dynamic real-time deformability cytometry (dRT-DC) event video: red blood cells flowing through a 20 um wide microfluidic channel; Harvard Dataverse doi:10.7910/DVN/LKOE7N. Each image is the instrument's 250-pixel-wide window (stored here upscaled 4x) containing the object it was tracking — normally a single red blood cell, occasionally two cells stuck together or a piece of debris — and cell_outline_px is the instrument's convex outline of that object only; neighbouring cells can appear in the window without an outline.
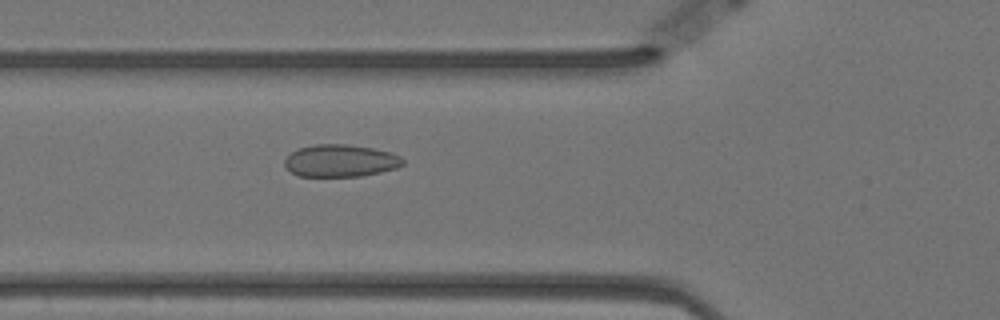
{"species": "Egyptian fruit bat (a non-hibernating species)", "species_latin": "Rousettus aegyptiacus", "temperature_condition": "warm", "stored_images_in_passage": 41, "camera_frame_rate_fps": 3000, "um_per_image_px": 0.085, "animal": {"sex": "female"}, "frame": {"image": 1, "passage_image": 9, "time_ms": 2.667, "image_size_px": [1000, 320], "cell_outline_px": [[404, 164], [396, 168], [380, 172], [360, 176], [300, 176], [292, 172], [284, 164], [284, 160], [292, 152], [300, 148], [316, 144], [348, 144], [372, 148], [392, 152], [400, 156], [404, 160]], "centroid_in_image_um": [28.97, 13.65], "position_along_channel_um": 96.8, "area_um2": 22.14}}
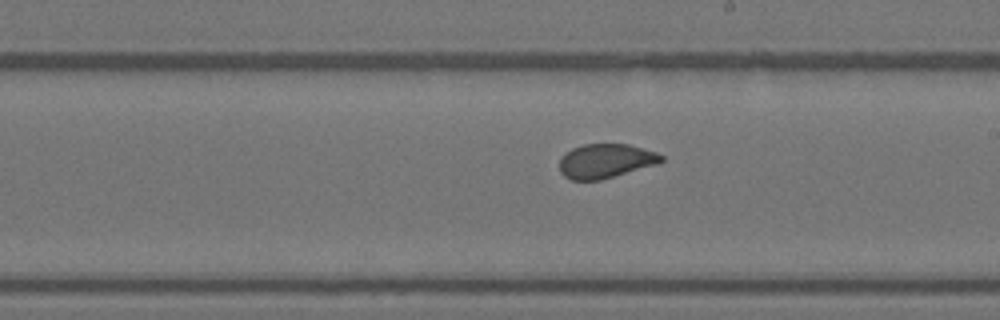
{"frame": {"image": 2, "passage_image": 21, "time_ms": 6.667, "image_size_px": [1000, 320], "cell_outline_px": [[664, 160], [656, 164], [600, 180], [572, 180], [564, 176], [560, 172], [560, 160], [572, 148], [584, 144], [628, 144], [656, 152], [664, 156]], "centroid_in_image_um": [51.48, 13.68], "position_along_channel_um": 237.5, "area_um2": 20.06}}
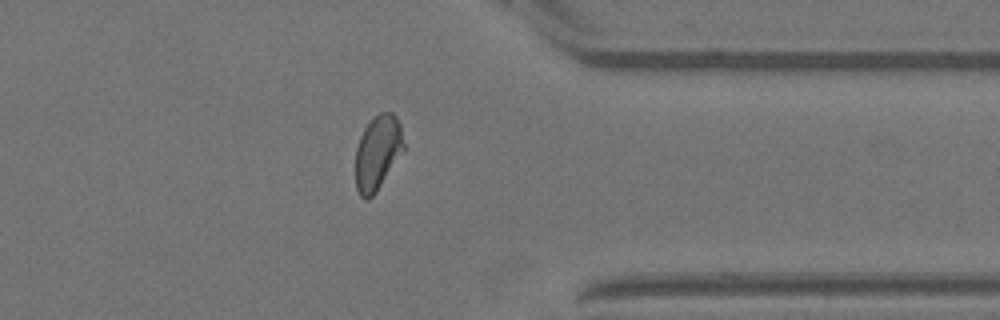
{"frame": {"image": 3, "passage_image": 34, "time_ms": 11.0, "image_size_px": [1000, 320], "cell_outline_px": [[404, 148], [376, 192], [368, 200], [364, 200], [360, 196], [356, 188], [356, 148], [360, 136], [364, 128], [372, 116], [380, 112], [392, 112], [396, 116], [400, 124], [404, 144]], "centroid_in_image_um": [32.07, 12.95], "position_along_channel_um": 379.3, "area_um2": 20.87}}